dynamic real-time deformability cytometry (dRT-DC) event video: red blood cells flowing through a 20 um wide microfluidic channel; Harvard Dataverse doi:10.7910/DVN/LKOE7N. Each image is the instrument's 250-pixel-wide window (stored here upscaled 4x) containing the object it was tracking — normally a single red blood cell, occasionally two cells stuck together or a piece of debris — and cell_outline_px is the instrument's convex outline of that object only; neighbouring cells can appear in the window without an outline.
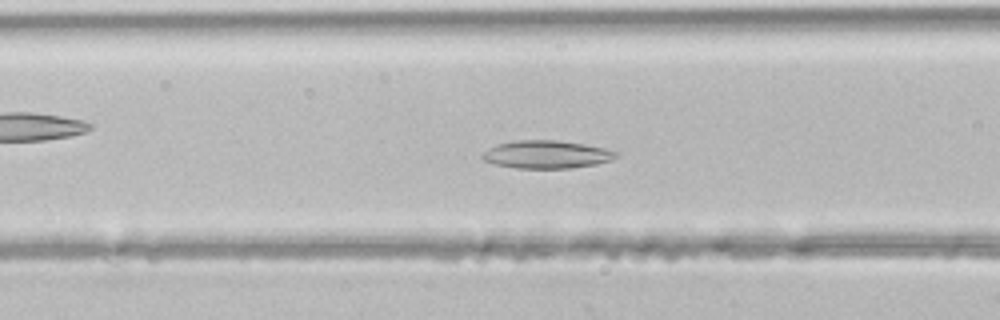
{"species": "common noctule bat (a hibernating species)", "species_latin": "Nyctalus noctula", "temperature_condition": "room temperature", "stored_images_in_passage": 34, "camera_frame_rate_fps": 3000, "um_per_image_px": 0.085, "animal": {"sex": "male", "body_mass_g": 21.5, "forearm_length_mm": 52.0}, "frame": {"image": 1, "passage_image": 7, "time_ms": 2.0, "image_size_px": [1000, 320], "cell_outline_px": [[620, 152], [612, 160], [596, 164], [568, 168], [516, 168], [496, 164], [484, 160], [480, 156], [488, 148], [496, 144], [516, 140], [556, 140], [604, 148]], "centroid_in_image_um": [46.44, 13.13], "position_along_channel_um": 120.2, "area_um2": 21.56}}
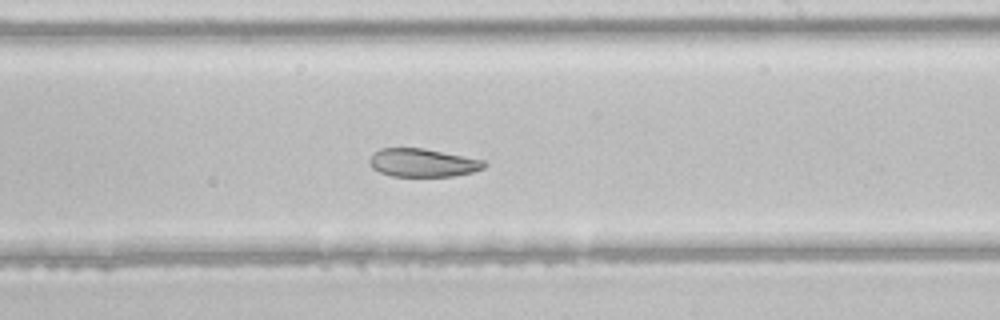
{"frame": {"image": 2, "passage_image": 16, "time_ms": 5.0, "image_size_px": [1000, 320], "cell_outline_px": [[488, 164], [484, 168], [472, 172], [452, 176], [392, 176], [380, 172], [372, 168], [368, 160], [372, 152], [380, 148], [424, 148], [484, 160]], "centroid_in_image_um": [35.91, 13.82], "position_along_channel_um": 253.1, "area_um2": 18.96}}
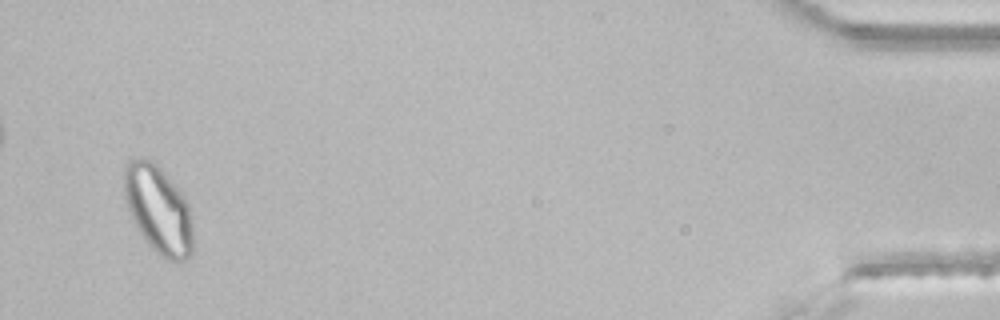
{"frame": {"image": 3, "passage_image": 33, "time_ms": 10.667, "image_size_px": [1000, 320], "cell_outline_px": [[192, 252], [184, 260], [176, 264], [160, 256], [144, 240], [136, 228], [128, 208], [124, 196], [124, 164], [132, 156], [140, 156], [156, 164], [164, 172], [184, 196], [188, 204], [192, 220]], "centroid_in_image_um": [13.44, 17.81], "position_along_channel_um": 421.8, "area_um2": 35.66}}